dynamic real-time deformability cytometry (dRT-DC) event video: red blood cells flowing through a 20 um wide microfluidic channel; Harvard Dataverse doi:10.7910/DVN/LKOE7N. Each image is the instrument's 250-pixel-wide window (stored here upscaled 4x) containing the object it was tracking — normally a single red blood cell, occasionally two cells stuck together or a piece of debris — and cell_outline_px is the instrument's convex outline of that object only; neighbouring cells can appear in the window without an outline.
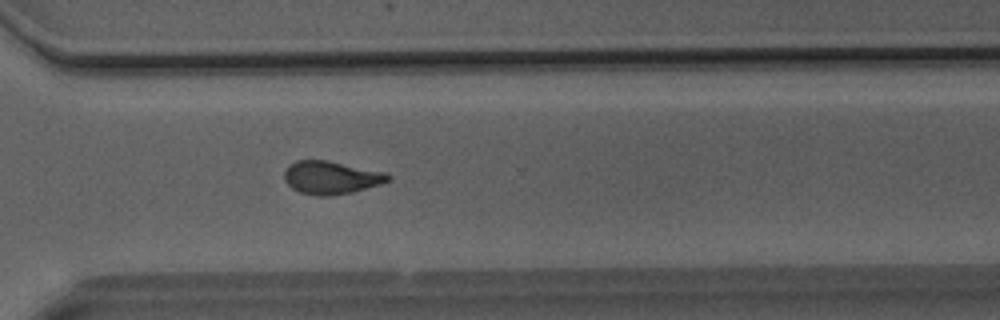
{"species": "Egyptian fruit bat (a non-hibernating species)", "species_latin": "Rousettus aegyptiacus", "temperature_condition": "room temperature", "stored_images_in_passage": 44, "camera_frame_rate_fps": 3000, "um_per_image_px": 0.085, "animal": {"sex": "male"}, "frame": {"image": 1, "passage_image": 30, "time_ms": 9.667, "image_size_px": [1000, 320], "cell_outline_px": [[392, 176], [388, 180], [380, 184], [352, 192], [328, 196], [316, 196], [300, 192], [292, 188], [284, 180], [284, 172], [288, 164], [296, 160], [328, 160], [384, 172]], "centroid_in_image_um": [28.1, 15.08], "position_along_channel_um": 342.5, "area_um2": 19.94}}
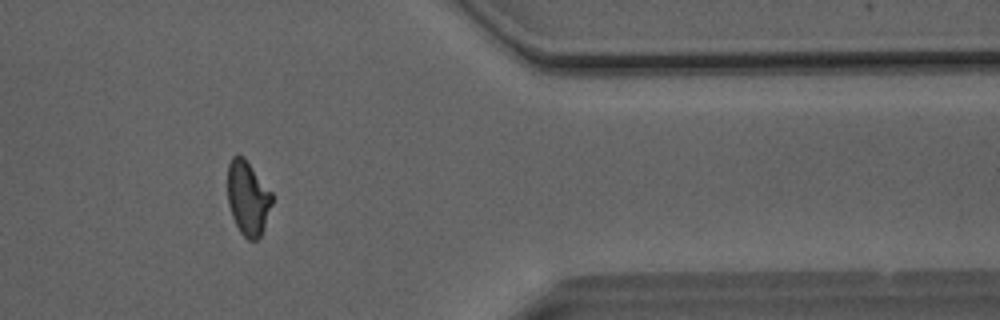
{"frame": {"image": 2, "passage_image": 35, "time_ms": 11.333, "image_size_px": [1000, 320], "cell_outline_px": [[272, 204], [264, 228], [260, 236], [256, 240], [248, 240], [240, 232], [232, 216], [228, 204], [228, 164], [232, 156], [236, 152], [244, 156], [272, 192]], "centroid_in_image_um": [21.06, 16.79], "position_along_channel_um": 390.3, "area_um2": 19.42}}
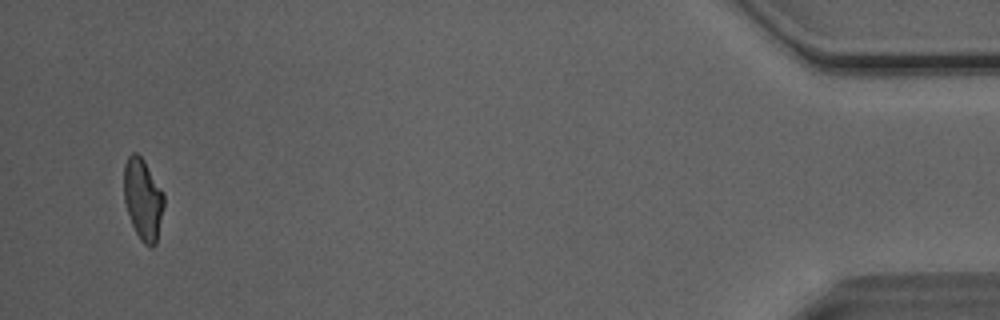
{"frame": {"image": 3, "passage_image": 42, "time_ms": 13.667, "image_size_px": [1000, 320], "cell_outline_px": [[164, 204], [156, 244], [152, 248], [144, 244], [140, 240], [132, 224], [124, 200], [124, 164], [128, 156], [132, 152], [136, 152], [144, 160], [164, 192]], "centroid_in_image_um": [12.16, 16.92], "position_along_channel_um": 423.0, "area_um2": 19.02}, "authors_computed_cell_mechanics": {"area_um2": 19.9699, "velocity_mm_per_s": 4.0696, "shape_relaxation_time_tau1_ms": 10.0044, "shape_relaxation_time_tau2_ms": 1.9433, "deformation_change_tau1": 0.2238, "deformation_change_tau2": 0.0869}}